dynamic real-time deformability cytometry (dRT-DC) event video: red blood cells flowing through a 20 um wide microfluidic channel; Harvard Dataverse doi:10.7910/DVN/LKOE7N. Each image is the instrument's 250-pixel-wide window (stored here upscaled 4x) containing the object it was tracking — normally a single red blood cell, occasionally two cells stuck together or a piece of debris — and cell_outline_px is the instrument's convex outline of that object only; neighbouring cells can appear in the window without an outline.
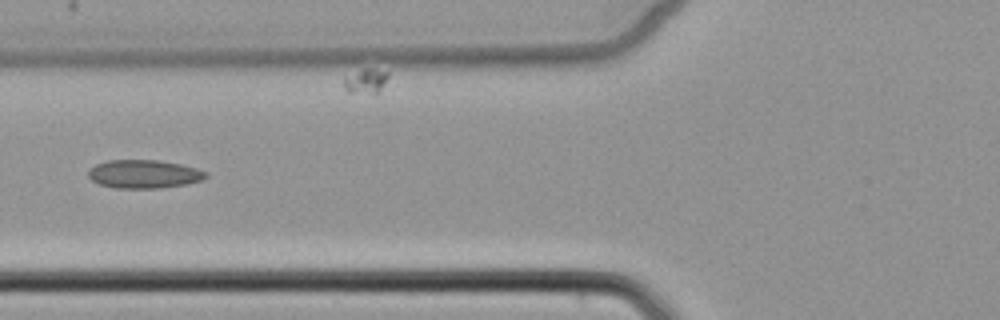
{"species": "common noctule bat (a hibernating species)", "species_latin": "Nyctalus noctula", "temperature_condition": "cold", "stored_images_in_passage": 6, "camera_frame_rate_fps": 3000, "um_per_image_px": 0.085, "animal": {"sex": "female", "body_mass_g": 22.7, "forearm_length_mm": 54.2}, "frame": {"image": 1, "passage_image": 5, "time_ms": 5.667, "image_size_px": [1000, 320], "cell_outline_px": [[208, 176], [200, 180], [184, 184], [160, 188], [116, 188], [100, 184], [92, 180], [88, 176], [88, 172], [96, 164], [108, 160], [156, 160], [180, 164], [196, 168], [208, 172]], "centroid_in_image_um": [12.24, 14.79], "position_along_channel_um": 113.6, "area_um2": 19.25}}